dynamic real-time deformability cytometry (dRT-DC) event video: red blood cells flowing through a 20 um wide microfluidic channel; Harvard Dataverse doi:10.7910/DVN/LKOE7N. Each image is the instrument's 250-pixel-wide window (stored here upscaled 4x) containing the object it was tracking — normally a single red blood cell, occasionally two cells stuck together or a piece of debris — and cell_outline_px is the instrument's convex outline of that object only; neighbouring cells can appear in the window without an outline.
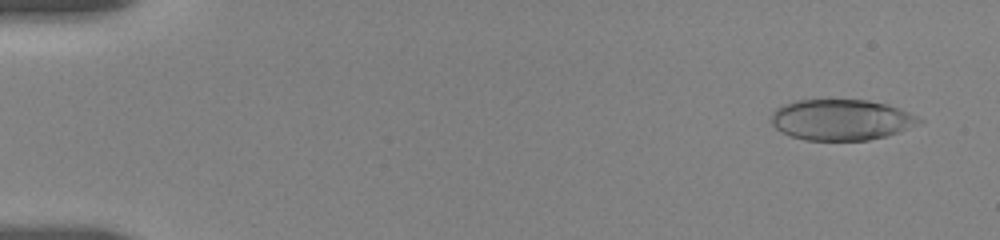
{"species": "human", "species_latin": "Homo sapiens", "temperature_condition": "room temperature", "stored_images_in_passage": 15, "camera_frame_rate_fps": 3000, "um_per_image_px": 0.085, "donor": {"sex": "female"}, "frame": {"image": 1, "passage_image": 2, "time_ms": 0.667, "image_size_px": [1000, 240], "cell_outline_px": [[924, 120], [896, 132], [884, 136], [868, 140], [804, 140], [780, 132], [772, 124], [772, 112], [776, 108], [784, 104], [796, 100], [868, 100], [888, 104], [908, 112]], "centroid_in_image_um": [71.45, 10.17], "position_along_channel_um": 13.6, "area_um2": 34.85}}
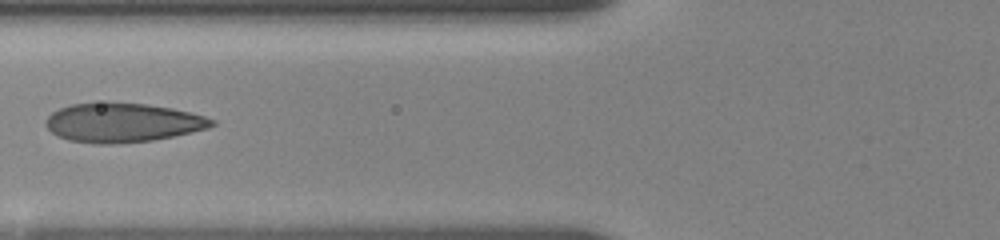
{"frame": {"image": 2, "passage_image": 10, "time_ms": 7.0, "image_size_px": [1000, 240], "cell_outline_px": [[216, 124], [208, 128], [192, 132], [152, 140], [108, 144], [96, 144], [68, 140], [56, 136], [44, 124], [48, 116], [52, 112], [60, 108], [72, 104], [108, 100], [148, 104], [172, 108], [204, 116], [216, 120]], "centroid_in_image_um": [10.39, 10.4], "position_along_channel_um": 115.4, "area_um2": 38.38}}
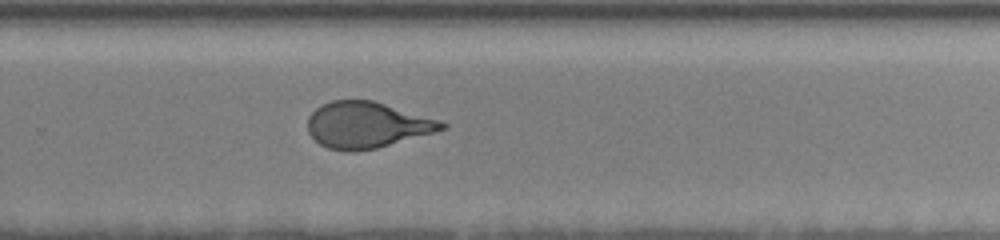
{"frame": {"image": 3, "passage_image": 15, "time_ms": 12.0, "image_size_px": [1000, 240], "cell_outline_px": [[448, 128], [376, 148], [356, 152], [348, 152], [328, 148], [320, 144], [308, 132], [308, 116], [316, 108], [332, 100], [372, 100], [440, 120], [448, 124]], "centroid_in_image_um": [31.18, 10.62], "position_along_channel_um": 298.6, "area_um2": 35.84}}